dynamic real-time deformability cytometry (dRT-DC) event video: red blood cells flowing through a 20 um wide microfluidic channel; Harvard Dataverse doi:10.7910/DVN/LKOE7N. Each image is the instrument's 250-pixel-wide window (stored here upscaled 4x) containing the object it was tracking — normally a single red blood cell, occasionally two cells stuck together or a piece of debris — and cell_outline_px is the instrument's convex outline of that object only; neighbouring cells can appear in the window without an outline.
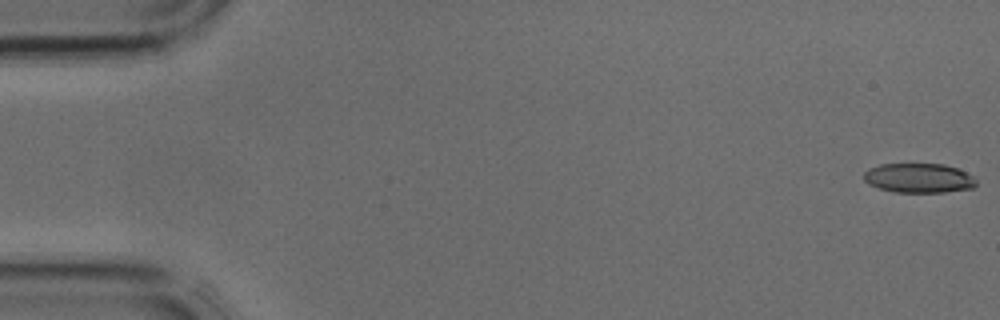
{"species": "common noctule bat (a hibernating species)", "species_latin": "Nyctalus noctula", "temperature_condition": "cold", "stored_images_in_passage": 42, "camera_frame_rate_fps": 3000, "um_per_image_px": 0.085, "animal": {"sex": "male", "body_mass_g": 17.9, "forearm_length_mm": 54.2}, "frame": {"image": 1, "passage_image": 1, "time_ms": 0.0, "image_size_px": [1000, 320], "cell_outline_px": [[976, 184], [972, 188], [944, 192], [896, 192], [880, 188], [868, 184], [864, 180], [864, 172], [868, 168], [880, 164], [944, 164], [956, 168], [972, 176], [976, 180]], "centroid_in_image_um": [78.07, 15.13], "position_along_channel_um": 6.9, "area_um2": 19.19}}
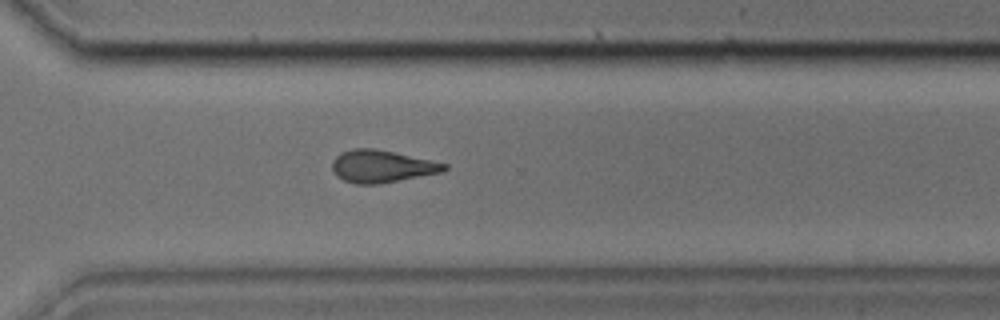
{"frame": {"image": 2, "passage_image": 30, "time_ms": 9.667, "image_size_px": [1000, 320], "cell_outline_px": [[448, 168], [440, 172], [380, 184], [356, 184], [344, 180], [336, 176], [332, 168], [332, 160], [340, 152], [352, 148], [372, 148], [392, 152], [448, 164]], "centroid_in_image_um": [32.39, 14.14], "position_along_channel_um": 338.2, "area_um2": 20.92}}
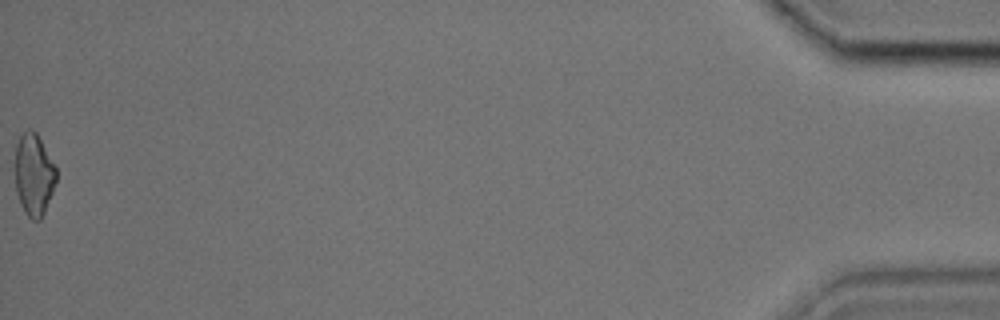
{"frame": {"image": 3, "passage_image": 42, "time_ms": 13.667, "image_size_px": [1000, 320], "cell_outline_px": [[56, 180], [52, 192], [44, 212], [40, 220], [32, 220], [24, 212], [20, 204], [16, 192], [16, 144], [20, 136], [28, 128], [32, 128], [36, 132], [56, 168]], "centroid_in_image_um": [2.87, 14.85], "position_along_channel_um": 432.3, "area_um2": 19.42}}